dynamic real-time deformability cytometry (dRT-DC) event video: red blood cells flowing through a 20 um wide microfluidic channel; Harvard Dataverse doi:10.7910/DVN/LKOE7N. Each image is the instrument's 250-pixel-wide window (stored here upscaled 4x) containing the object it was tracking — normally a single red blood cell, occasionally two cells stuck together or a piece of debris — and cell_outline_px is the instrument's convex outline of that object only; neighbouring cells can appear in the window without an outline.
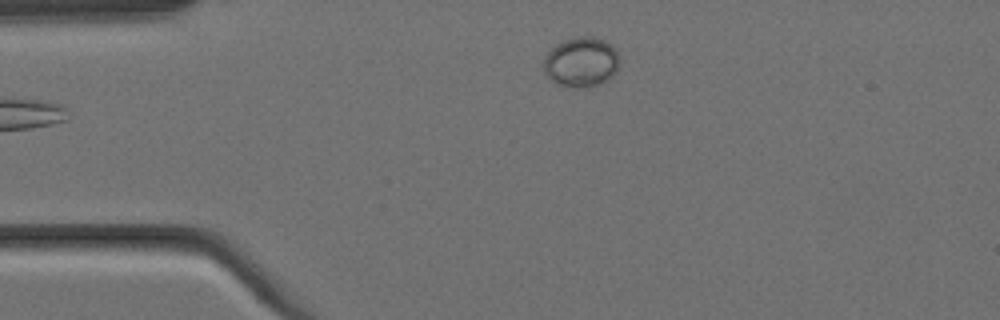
{"species": "Egyptian fruit bat (a non-hibernating species)", "species_latin": "Rousettus aegyptiacus", "temperature_condition": "cold", "stored_images_in_passage": 5, "camera_frame_rate_fps": 3000, "um_per_image_px": 0.085, "animal": {"sex": "female"}, "frame": {"image": 1, "passage_image": 5, "time_ms": 1.333, "image_size_px": [1000, 320], "cell_outline_px": [[620, 64], [616, 72], [608, 80], [600, 84], [588, 88], [572, 88], [552, 84], [548, 80], [544, 72], [544, 56], [556, 44], [564, 40], [576, 36], [592, 36], [604, 40], [616, 48], [620, 60]], "centroid_in_image_um": [49.4, 5.31], "position_along_channel_um": 35.6, "area_um2": 22.83}}